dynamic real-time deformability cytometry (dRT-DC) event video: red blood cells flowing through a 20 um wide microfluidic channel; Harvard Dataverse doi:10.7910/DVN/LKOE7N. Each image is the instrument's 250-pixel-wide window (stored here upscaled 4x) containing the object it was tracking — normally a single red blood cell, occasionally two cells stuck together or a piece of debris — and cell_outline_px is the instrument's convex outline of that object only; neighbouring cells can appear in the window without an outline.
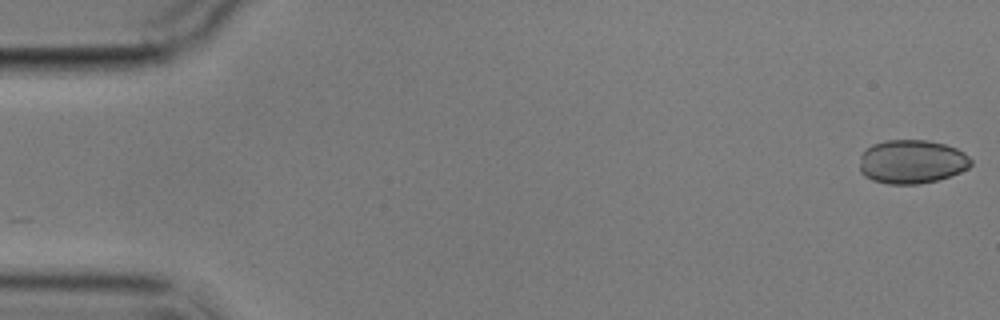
{"species": "common noctule bat (a hibernating species)", "species_latin": "Nyctalus noctula", "temperature_condition": "cold", "stored_images_in_passage": 15, "camera_frame_rate_fps": 3000, "um_per_image_px": 0.085, "animal": {"sex": "male", "body_mass_g": 17.9}, "frame": {"image": 1, "passage_image": 1, "time_ms": 0.0, "image_size_px": [1000, 320], "cell_outline_px": [[972, 164], [968, 168], [960, 172], [936, 180], [920, 184], [888, 184], [872, 180], [864, 176], [860, 172], [860, 156], [872, 144], [884, 140], [928, 140], [944, 144], [956, 148], [964, 152], [972, 160]], "centroid_in_image_um": [77.5, 13.74], "position_along_channel_um": 7.5, "area_um2": 28.5}}
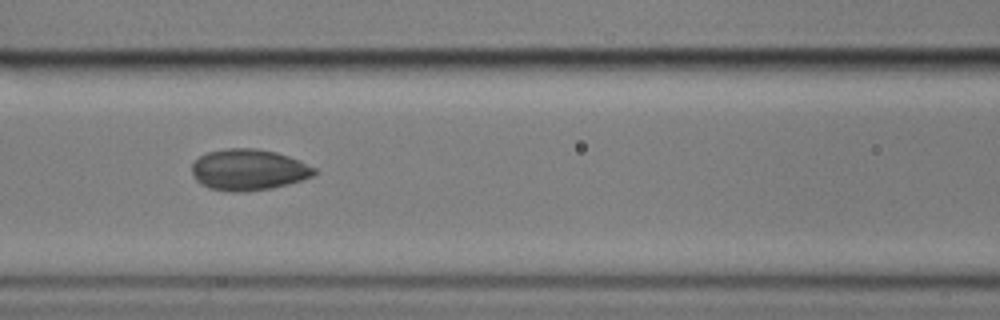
{"frame": {"image": 2, "passage_image": 7, "time_ms": 7.667, "image_size_px": [1000, 320], "cell_outline_px": [[316, 172], [312, 176], [288, 184], [272, 188], [244, 192], [232, 192], [208, 188], [200, 184], [196, 180], [192, 172], [192, 164], [200, 156], [208, 152], [228, 148], [256, 148], [276, 152], [300, 160], [316, 168]], "centroid_in_image_um": [21.12, 14.43], "position_along_channel_um": 145.5, "area_um2": 29.42}}
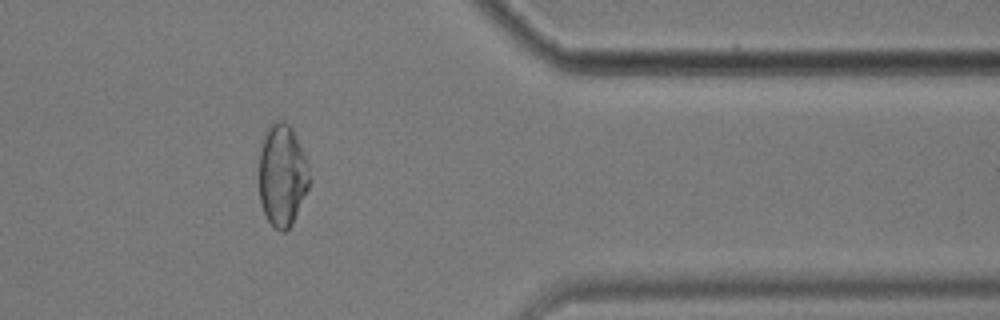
{"frame": {"image": 3, "passage_image": 13, "time_ms": 15.0, "image_size_px": [1000, 320], "cell_outline_px": [[312, 180], [292, 224], [284, 232], [280, 232], [268, 220], [260, 204], [256, 180], [256, 176], [260, 140], [268, 124], [272, 120], [284, 120], [292, 128], [308, 164]], "centroid_in_image_um": [23.92, 14.84], "position_along_channel_um": 387.5, "area_um2": 31.33}, "authors_computed_cell_mechanics": {"area_um2": 28.8422, "velocity_mm_per_s": 3.5528, "shape_relaxation_time_tau1_ms": 5.9557, "shape_relaxation_time_tau2_ms": 1.5897, "deformation_change_tau1": 0.1169, "deformation_change_tau2": 0.044}}